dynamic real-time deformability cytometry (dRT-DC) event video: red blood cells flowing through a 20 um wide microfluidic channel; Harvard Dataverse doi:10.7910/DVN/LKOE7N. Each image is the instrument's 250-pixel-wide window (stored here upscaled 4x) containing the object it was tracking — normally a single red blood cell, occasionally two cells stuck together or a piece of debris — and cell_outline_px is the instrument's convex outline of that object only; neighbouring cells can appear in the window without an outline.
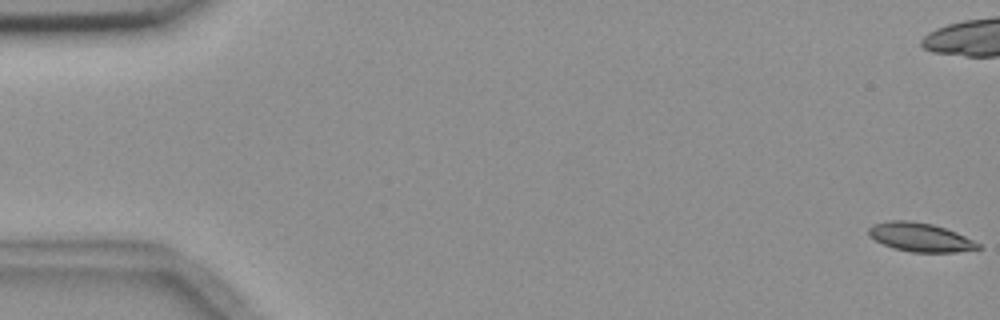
{"species": "common noctule bat (a hibernating species)", "species_latin": "Nyctalus noctula", "temperature_condition": "room temperature", "stored_images_in_passage": 9, "camera_frame_rate_fps": 3000, "um_per_image_px": 0.085, "animal": {"sex": "female", "body_mass_g": 18.4}, "frame": {"image": 1, "passage_image": 1, "time_ms": 0.0, "image_size_px": [1000, 320], "cell_outline_px": [[984, 248], [956, 252], [912, 252], [892, 248], [868, 236], [868, 228], [872, 224], [888, 220], [908, 220], [932, 224], [956, 232], [980, 244]], "centroid_in_image_um": [78.2, 20.16], "position_along_channel_um": 6.8, "area_um2": 18.38}}